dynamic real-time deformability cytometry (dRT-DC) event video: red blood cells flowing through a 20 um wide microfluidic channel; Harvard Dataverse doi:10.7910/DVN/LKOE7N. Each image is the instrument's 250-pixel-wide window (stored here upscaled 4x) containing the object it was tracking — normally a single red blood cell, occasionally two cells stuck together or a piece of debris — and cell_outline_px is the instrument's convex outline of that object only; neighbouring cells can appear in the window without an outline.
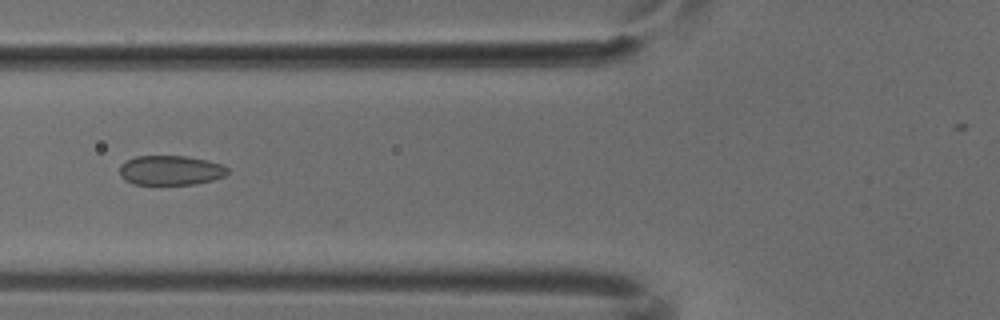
{"species": "common noctule bat (a hibernating species)", "species_latin": "Nyctalus noctula", "temperature_condition": "cold", "stored_images_in_passage": 5, "camera_frame_rate_fps": 3000, "um_per_image_px": 0.085, "animal": {"sex": "male", "body_mass_g": 18.8}, "frame": {"image": 1, "passage_image": 4, "time_ms": 1.0, "image_size_px": [1000, 320], "cell_outline_px": [[228, 172], [224, 176], [212, 180], [196, 184], [132, 184], [124, 180], [120, 176], [120, 164], [136, 156], [184, 156], [204, 160], [220, 164], [228, 168]], "centroid_in_image_um": [14.46, 14.48], "position_along_channel_um": 111.3, "area_um2": 18.5}}
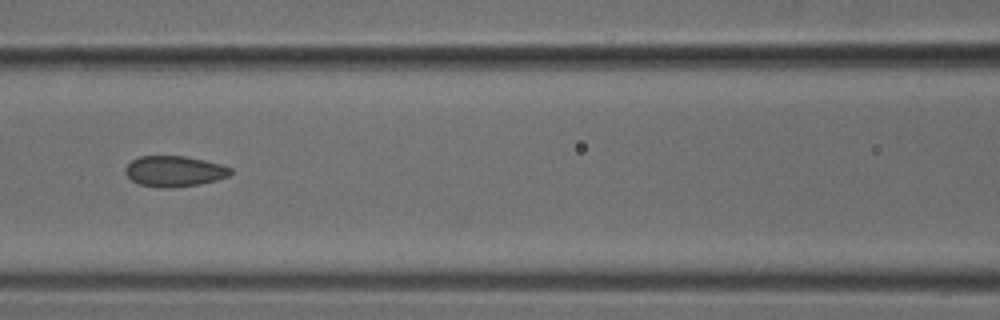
{"frame": {"image": 2, "passage_image": 5, "time_ms": 1.333, "image_size_px": [1000, 320], "cell_outline_px": [[232, 172], [228, 176], [216, 180], [200, 184], [172, 188], [164, 188], [140, 184], [132, 180], [124, 172], [124, 168], [132, 160], [140, 156], [184, 156], [204, 160], [220, 164], [232, 168]], "centroid_in_image_um": [14.82, 14.55], "position_along_channel_um": 151.8, "area_um2": 18.79}}